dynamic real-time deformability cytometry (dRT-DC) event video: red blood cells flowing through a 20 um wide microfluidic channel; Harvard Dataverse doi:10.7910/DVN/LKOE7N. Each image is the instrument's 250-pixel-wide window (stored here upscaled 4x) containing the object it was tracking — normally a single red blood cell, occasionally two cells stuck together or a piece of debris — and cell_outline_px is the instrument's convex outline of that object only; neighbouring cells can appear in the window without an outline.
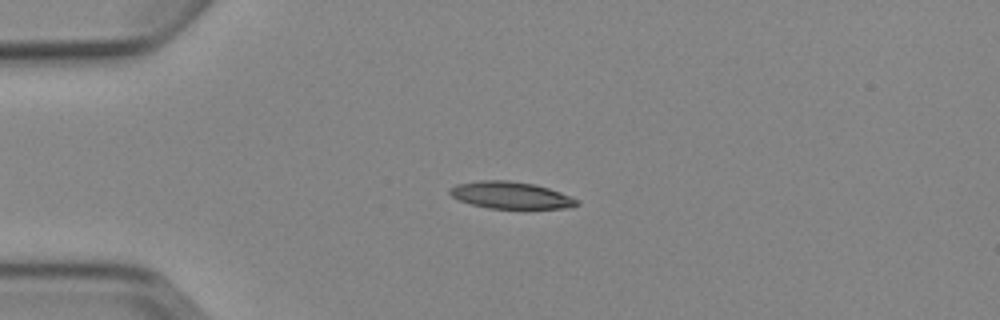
{"species": "Egyptian fruit bat (a non-hibernating species)", "species_latin": "Rousettus aegyptiacus", "temperature_condition": "cold", "stored_images_in_passage": 3, "camera_frame_rate_fps": 3000, "um_per_image_px": 0.085, "animal": {"sex": "female"}, "frame": {"image": 1, "passage_image": 3, "time_ms": 2.333, "image_size_px": [1000, 320], "cell_outline_px": [[580, 204], [564, 208], [488, 208], [472, 204], [460, 200], [452, 196], [448, 192], [448, 188], [456, 184], [480, 180], [508, 180], [536, 184], [560, 192], [580, 200]], "centroid_in_image_um": [43.4, 16.58], "position_along_channel_um": 41.6, "area_um2": 19.94}}